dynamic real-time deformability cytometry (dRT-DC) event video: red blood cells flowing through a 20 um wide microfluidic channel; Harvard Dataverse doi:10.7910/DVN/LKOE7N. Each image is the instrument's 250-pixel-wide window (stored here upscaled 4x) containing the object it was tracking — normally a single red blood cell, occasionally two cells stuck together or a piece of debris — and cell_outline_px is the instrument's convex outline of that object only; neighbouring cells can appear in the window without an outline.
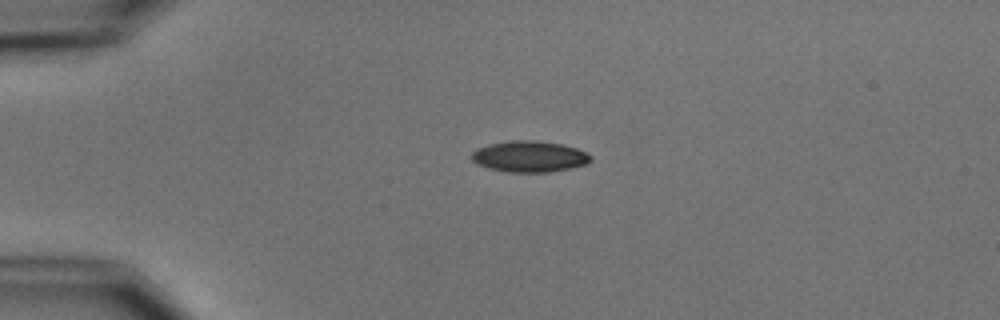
{"species": "common noctule bat (a hibernating species)", "species_latin": "Nyctalus noctula", "temperature_condition": "cold", "stored_images_in_passage": 3, "camera_frame_rate_fps": 3000, "um_per_image_px": 0.085, "animal": {"sex": "male", "body_mass_g": 15.6}, "frame": {"image": 1, "passage_image": 1, "time_ms": 0.0, "image_size_px": [1000, 320], "cell_outline_px": [[592, 160], [584, 164], [568, 168], [548, 172], [508, 172], [488, 168], [476, 164], [472, 160], [472, 152], [476, 148], [488, 144], [512, 140], [536, 140], [564, 144], [576, 148], [592, 156]], "centroid_in_image_um": [44.96, 13.29], "position_along_channel_um": 40.0, "area_um2": 21.62}}